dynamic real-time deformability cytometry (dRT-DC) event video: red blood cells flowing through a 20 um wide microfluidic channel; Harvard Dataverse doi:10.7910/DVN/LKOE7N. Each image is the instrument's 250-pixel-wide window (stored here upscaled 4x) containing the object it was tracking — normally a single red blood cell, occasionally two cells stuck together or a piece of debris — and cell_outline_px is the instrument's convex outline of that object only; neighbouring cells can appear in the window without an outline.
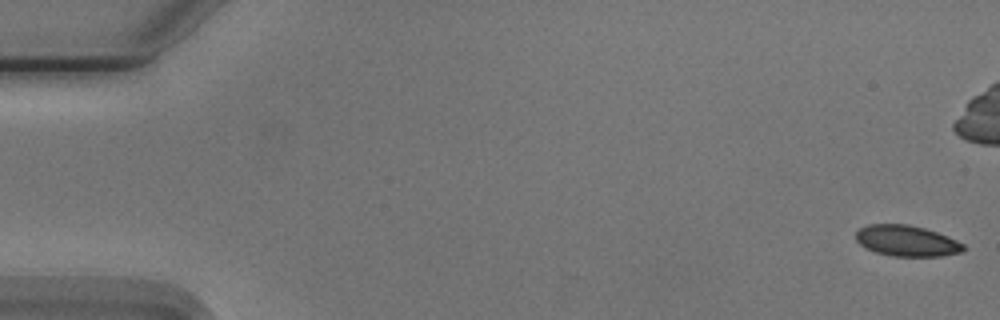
{"species": "Egyptian fruit bat (a non-hibernating species)", "species_latin": "Rousettus aegyptiacus", "temperature_condition": "cold", "stored_images_in_passage": 56, "camera_frame_rate_fps": 3000, "um_per_image_px": 0.085, "animal": {"sex": "male"}, "frame": {"image": 1, "passage_image": 1, "time_ms": 0.0, "image_size_px": [1000, 320], "cell_outline_px": [[964, 248], [960, 252], [940, 256], [892, 256], [876, 252], [860, 244], [856, 240], [856, 232], [860, 228], [868, 224], [908, 224], [924, 228], [948, 236], [964, 244]], "centroid_in_image_um": [77.06, 20.46], "position_along_channel_um": 7.9, "area_um2": 19.19}}
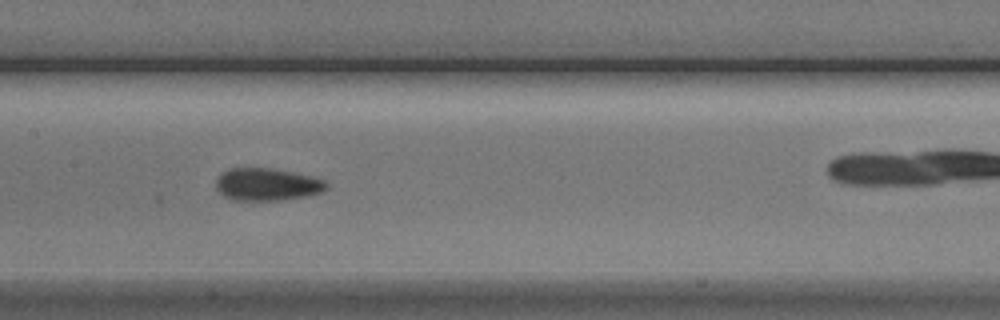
{"frame": {"image": 2, "passage_image": 27, "time_ms": 8.667, "image_size_px": [1000, 320], "cell_outline_px": [[328, 188], [324, 192], [308, 196], [284, 200], [232, 200], [224, 196], [216, 188], [216, 180], [228, 168], [272, 168], [312, 176], [324, 180], [328, 184]], "centroid_in_image_um": [22.75, 15.68], "position_along_channel_um": 184.7, "area_um2": 21.04}}
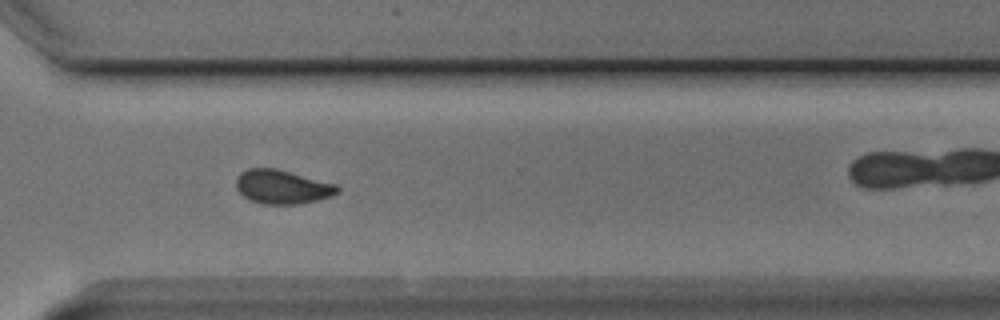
{"frame": {"image": 3, "passage_image": 40, "time_ms": 13.0, "image_size_px": [1000, 320], "cell_outline_px": [[340, 192], [332, 196], [300, 204], [264, 204], [252, 200], [244, 196], [236, 188], [236, 176], [240, 172], [248, 168], [276, 168], [336, 184], [340, 188]], "centroid_in_image_um": [23.99, 15.87], "position_along_channel_um": 346.6, "area_um2": 20.06}, "authors_computed_cell_mechanics": {"area_um2": 19.9699, "velocity_mm_per_s": 3.7433, "shape_relaxation_time_tau1_ms": 4.7952, "shape_relaxation_time_tau2_ms": 1.2818, "deformation_change_tau1": 0.1032, "deformation_change_tau2": 0.0444}}